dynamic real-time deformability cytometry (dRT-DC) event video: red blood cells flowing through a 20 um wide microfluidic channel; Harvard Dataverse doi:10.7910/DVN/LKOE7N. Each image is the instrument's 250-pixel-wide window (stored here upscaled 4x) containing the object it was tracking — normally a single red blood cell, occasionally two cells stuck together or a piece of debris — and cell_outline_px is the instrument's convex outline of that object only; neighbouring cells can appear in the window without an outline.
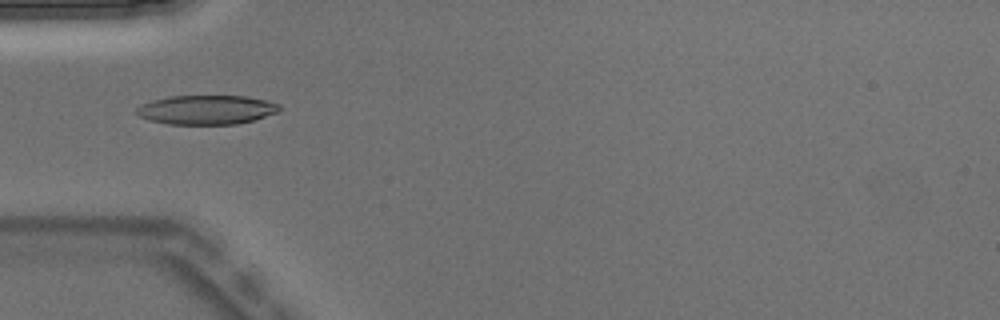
{"species": "Egyptian fruit bat (a non-hibernating species)", "species_latin": "Rousettus aegyptiacus", "temperature_condition": "warm", "stored_images_in_passage": 6, "camera_frame_rate_fps": 3000, "um_per_image_px": 0.085, "animal": {"sex": "male"}, "frame": {"image": 1, "passage_image": 5, "time_ms": 1.333, "image_size_px": [1000, 320], "cell_outline_px": [[280, 112], [252, 120], [236, 124], [168, 124], [148, 120], [140, 116], [136, 112], [136, 108], [140, 104], [152, 100], [172, 96], [244, 96], [268, 100], [280, 104]], "centroid_in_image_um": [17.56, 9.33], "position_along_channel_um": 67.4, "area_um2": 24.39}}